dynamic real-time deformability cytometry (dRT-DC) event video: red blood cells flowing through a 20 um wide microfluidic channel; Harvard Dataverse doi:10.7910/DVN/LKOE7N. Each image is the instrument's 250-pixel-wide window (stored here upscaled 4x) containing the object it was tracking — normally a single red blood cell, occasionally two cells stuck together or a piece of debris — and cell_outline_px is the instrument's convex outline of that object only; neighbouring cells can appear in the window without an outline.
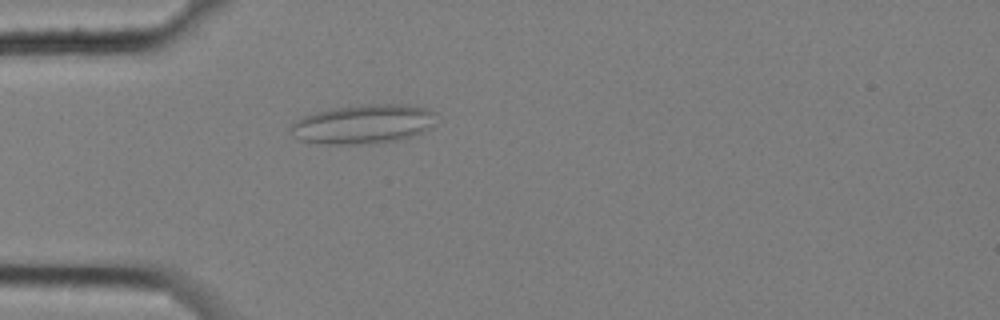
{"species": "common noctule bat (a hibernating species)", "species_latin": "Nyctalus noctula", "temperature_condition": "cold", "stored_images_in_passage": 5, "camera_frame_rate_fps": 3000, "um_per_image_px": 0.085, "animal": {"sex": "female", "body_mass_g": 25.1}, "frame": {"image": 1, "passage_image": 5, "time_ms": 1.333, "image_size_px": [1000, 320], "cell_outline_px": [[436, 112], [432, 128], [424, 132], [412, 136], [396, 140], [368, 144], [324, 144], [300, 140], [292, 136], [288, 128], [296, 120], [304, 116], [316, 112], [332, 108], [364, 104], [408, 104], [428, 108]], "centroid_in_image_um": [30.89, 10.54], "position_along_channel_um": 54.1, "area_um2": 33.64}}